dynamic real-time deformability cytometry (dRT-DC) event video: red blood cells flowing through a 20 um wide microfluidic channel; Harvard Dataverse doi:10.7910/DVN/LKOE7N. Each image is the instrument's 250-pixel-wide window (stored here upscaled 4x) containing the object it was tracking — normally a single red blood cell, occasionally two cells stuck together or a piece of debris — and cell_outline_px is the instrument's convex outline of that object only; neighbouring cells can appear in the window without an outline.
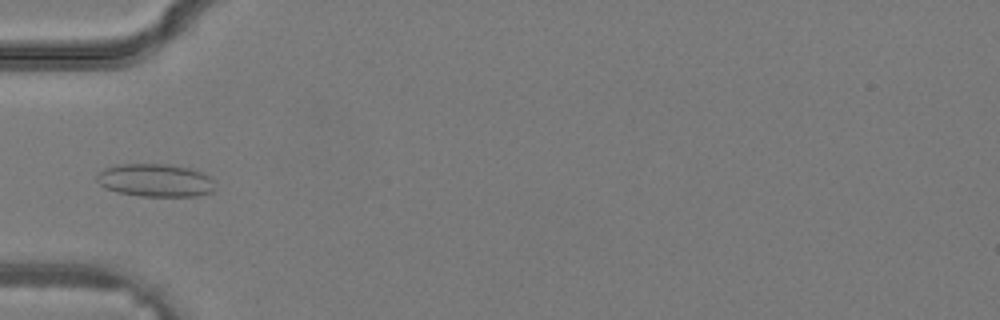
{"species": "common noctule bat (a hibernating species)", "species_latin": "Nyctalus noctula", "temperature_condition": "warm", "stored_images_in_passage": 31, "camera_frame_rate_fps": 3000, "um_per_image_px": 0.085, "animal": {"sex": "male", "body_mass_g": 19.2, "forearm_length_mm": 51.8}, "frame": {"image": 1, "passage_image": 8, "time_ms": 2.333, "image_size_px": [1000, 320], "cell_outline_px": [[212, 192], [196, 196], [140, 196], [120, 192], [104, 188], [96, 180], [96, 176], [104, 168], [120, 164], [164, 164], [192, 168], [208, 176], [212, 180]], "centroid_in_image_um": [13.17, 15.32], "position_along_channel_um": 71.8, "area_um2": 22.48}}
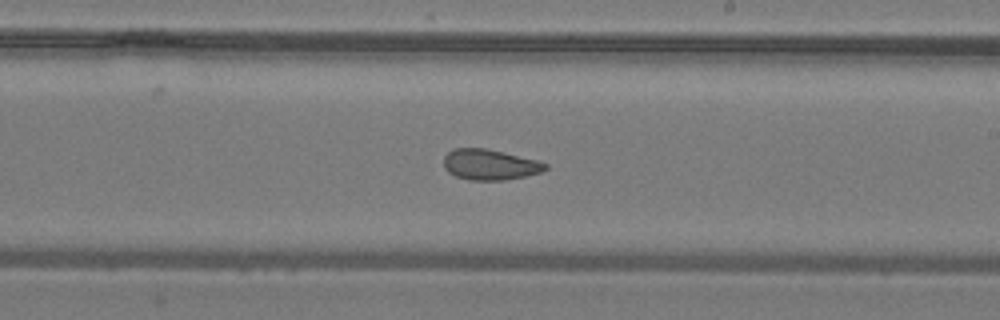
{"frame": {"image": 2, "passage_image": 17, "time_ms": 5.333, "image_size_px": [1000, 320], "cell_outline_px": [[548, 168], [540, 172], [524, 176], [504, 180], [468, 180], [456, 176], [448, 172], [444, 168], [444, 156], [452, 148], [484, 148], [504, 152], [540, 160], [548, 164]], "centroid_in_image_um": [41.64, 13.98], "position_along_channel_um": 247.4, "area_um2": 18.26}}
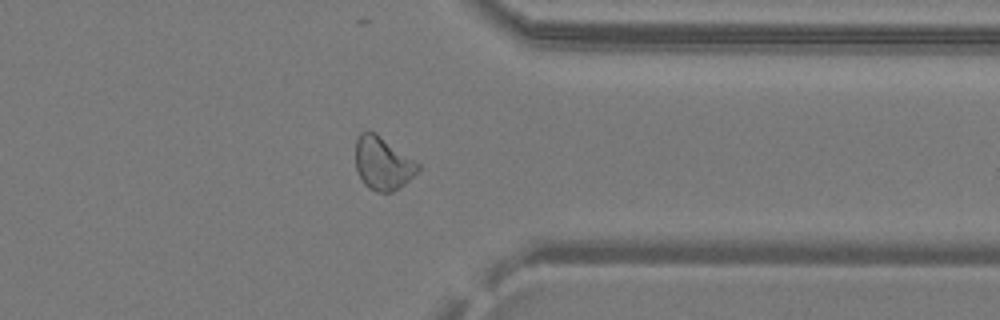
{"frame": {"image": 3, "passage_image": 24, "time_ms": 7.667, "image_size_px": [1000, 320], "cell_outline_px": [[420, 168], [404, 184], [392, 192], [376, 192], [368, 188], [364, 184], [356, 168], [356, 140], [360, 132], [368, 128], [376, 132], [420, 164]], "centroid_in_image_um": [32.51, 13.85], "position_along_channel_um": 378.9, "area_um2": 19.36}}